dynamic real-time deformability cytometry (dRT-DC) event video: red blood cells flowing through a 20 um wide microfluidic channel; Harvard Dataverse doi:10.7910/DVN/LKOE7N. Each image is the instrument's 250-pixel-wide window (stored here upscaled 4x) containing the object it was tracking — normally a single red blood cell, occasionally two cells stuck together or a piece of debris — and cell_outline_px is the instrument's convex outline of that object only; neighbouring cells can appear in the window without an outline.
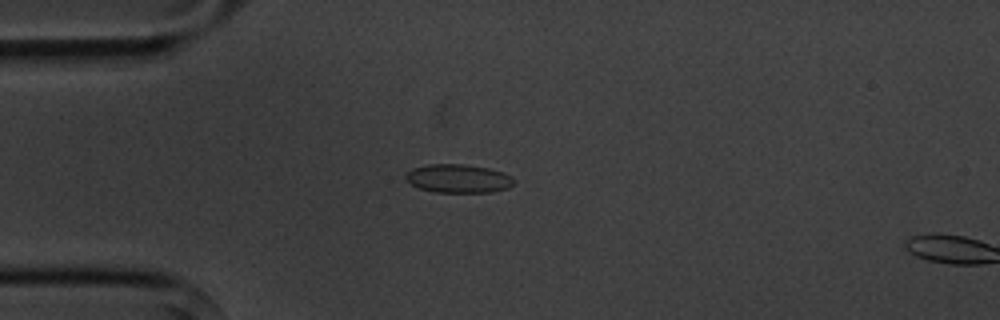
{"species": "common noctule bat (a hibernating species)", "species_latin": "Nyctalus noctula", "temperature_condition": "cold", "stored_images_in_passage": 5, "camera_frame_rate_fps": 3000, "um_per_image_px": 0.085, "animal": {"sex": "male", "body_mass_g": 20.1, "forearm_length_mm": 53.5}, "frame": {"image": 1, "passage_image": 3, "time_ms": 2.0, "image_size_px": [1000, 320], "cell_outline_px": [[512, 184], [508, 188], [492, 192], [436, 192], [420, 188], [412, 184], [404, 176], [412, 168], [428, 164], [464, 164], [488, 168], [504, 172], [512, 176]], "centroid_in_image_um": [38.96, 15.17], "position_along_channel_um": 46.0, "area_um2": 17.86}}
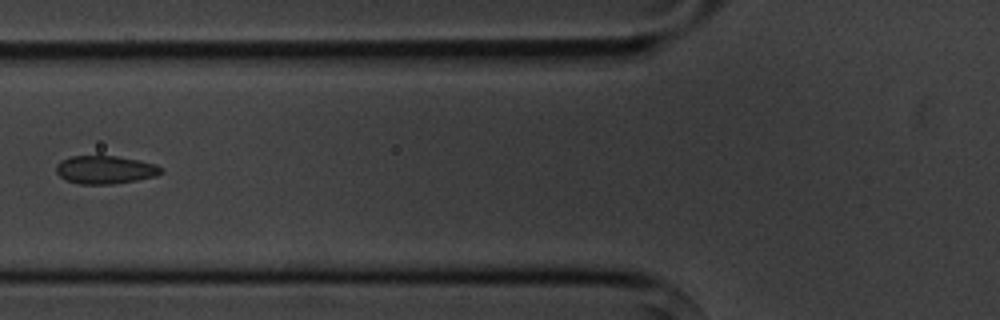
{"frame": {"image": 2, "passage_image": 5, "time_ms": 4.333, "image_size_px": [1000, 320], "cell_outline_px": [[164, 172], [156, 176], [136, 180], [112, 184], [80, 184], [68, 180], [60, 176], [56, 172], [56, 164], [60, 160], [72, 156], [116, 156], [156, 164], [164, 168]], "centroid_in_image_um": [8.96, 14.42], "position_along_channel_um": 116.8, "area_um2": 17.17}}